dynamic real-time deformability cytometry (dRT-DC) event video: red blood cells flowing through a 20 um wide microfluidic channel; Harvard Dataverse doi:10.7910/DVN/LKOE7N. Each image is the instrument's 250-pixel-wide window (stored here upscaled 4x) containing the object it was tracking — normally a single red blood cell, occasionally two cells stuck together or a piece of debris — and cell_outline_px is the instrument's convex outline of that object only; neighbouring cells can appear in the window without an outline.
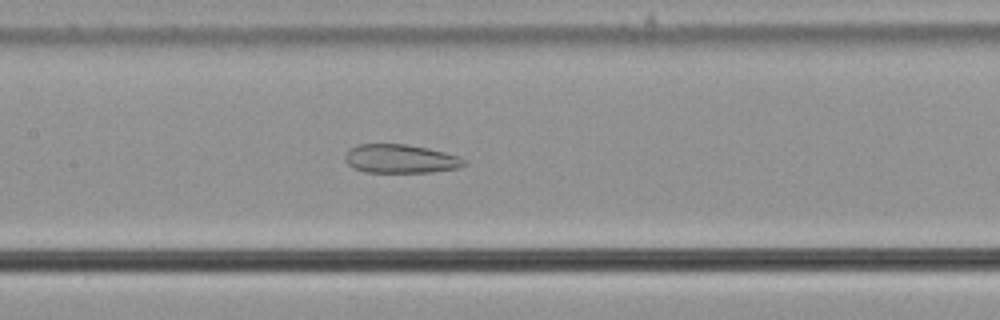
{"species": "common noctule bat (a hibernating species)", "species_latin": "Nyctalus noctula", "temperature_condition": "cold", "stored_images_in_passage": 47, "camera_frame_rate_fps": 3000, "um_per_image_px": 0.085, "animal": {"sex": "male", "body_mass_g": 21.5, "forearm_length_mm": 52.0}, "frame": {"image": 1, "passage_image": 18, "time_ms": 5.667, "image_size_px": [1000, 320], "cell_outline_px": [[468, 164], [460, 168], [432, 172], [364, 172], [352, 168], [344, 160], [344, 156], [352, 148], [360, 144], [404, 144], [428, 148], [460, 156], [468, 160]], "centroid_in_image_um": [34.1, 13.51], "position_along_channel_um": 173.3, "area_um2": 20.11}}
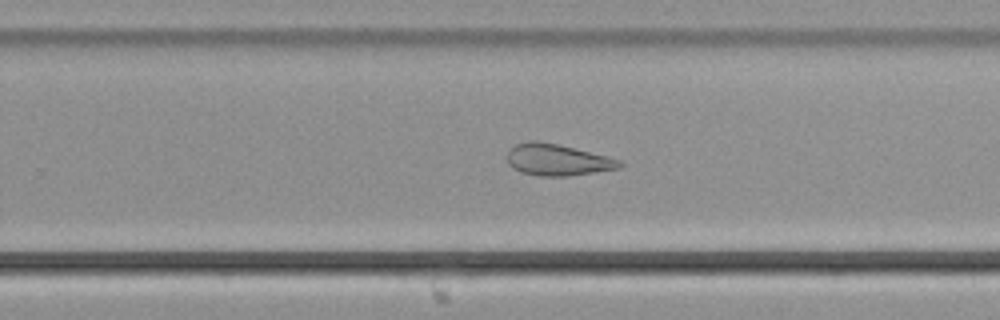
{"frame": {"image": 2, "passage_image": 27, "time_ms": 8.667, "image_size_px": [1000, 320], "cell_outline_px": [[624, 164], [620, 168], [596, 172], [568, 176], [540, 176], [520, 172], [512, 168], [508, 164], [508, 152], [516, 144], [528, 140], [536, 140], [556, 144], [620, 160]], "centroid_in_image_um": [47.34, 13.6], "position_along_channel_um": 282.5, "area_um2": 20.4}}
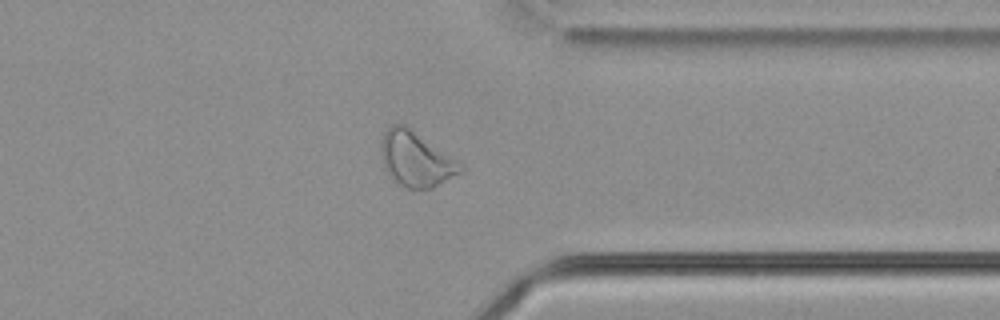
{"frame": {"image": 3, "passage_image": 35, "time_ms": 11.333, "image_size_px": [1000, 320], "cell_outline_px": [[464, 172], [432, 188], [400, 188], [388, 176], [384, 168], [380, 148], [380, 144], [384, 132], [392, 124], [404, 124], [464, 164]], "centroid_in_image_um": [35.35, 13.55], "position_along_channel_um": 376.0, "area_um2": 25.84}, "authors_computed_cell_mechanics": {"area_um2": 25.8366, "velocity_mm_per_s": 3.6482, "shape_relaxation_time_tau1_ms": null, "shape_relaxation_time_tau2_ms": 3.1744, "deformation_change_tau1": null, "deformation_change_tau2": 0.1053}}